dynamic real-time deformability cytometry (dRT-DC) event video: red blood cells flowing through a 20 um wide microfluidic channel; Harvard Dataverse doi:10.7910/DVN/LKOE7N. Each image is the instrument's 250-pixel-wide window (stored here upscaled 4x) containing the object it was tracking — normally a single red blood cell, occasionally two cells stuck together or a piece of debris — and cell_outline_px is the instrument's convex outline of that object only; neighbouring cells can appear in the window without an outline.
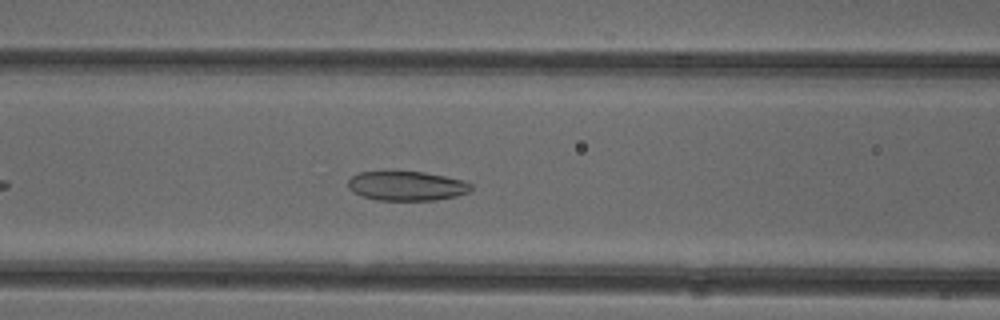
{"species": "common noctule bat (a hibernating species)", "species_latin": "Nyctalus noctula", "temperature_condition": "cold", "stored_images_in_passage": 34, "camera_frame_rate_fps": 3000, "um_per_image_px": 0.085, "animal": {"sex": "female"}, "frame": {"image": 1, "passage_image": 10, "time_ms": 3.0, "image_size_px": [1000, 320], "cell_outline_px": [[472, 188], [468, 192], [456, 196], [436, 200], [376, 200], [352, 192], [348, 188], [348, 180], [352, 176], [360, 172], [392, 168], [424, 172], [464, 180], [472, 184]], "centroid_in_image_um": [34.52, 15.75], "position_along_channel_um": 132.1, "area_um2": 21.91}}
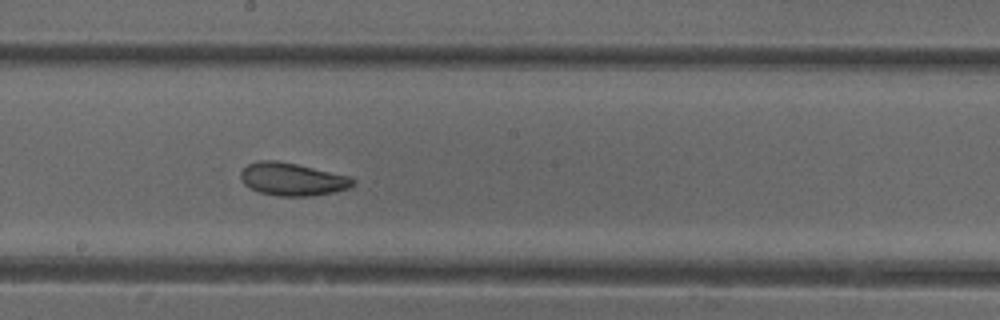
{"frame": {"image": 2, "passage_image": 17, "time_ms": 5.333, "image_size_px": [1000, 320], "cell_outline_px": [[356, 184], [348, 188], [332, 192], [312, 196], [276, 196], [260, 192], [244, 184], [240, 180], [240, 172], [248, 164], [256, 160], [276, 160], [296, 164], [348, 176], [356, 180]], "centroid_in_image_um": [24.82, 15.23], "position_along_channel_um": 223.4, "area_um2": 21.39}}
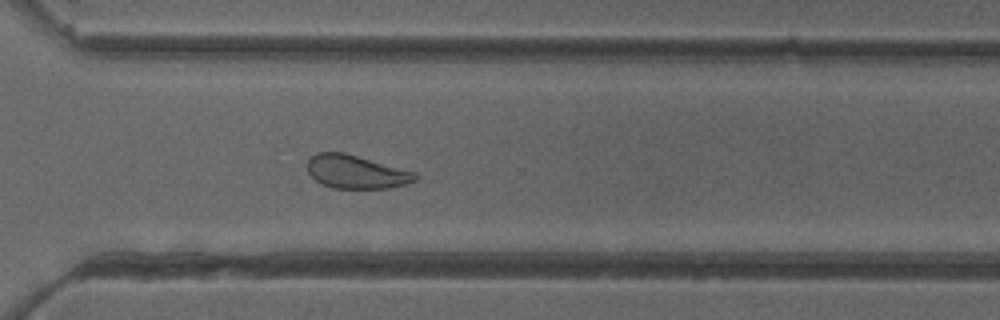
{"frame": {"image": 3, "passage_image": 26, "time_ms": 8.333, "image_size_px": [1000, 320], "cell_outline_px": [[420, 176], [416, 180], [404, 184], [388, 188], [332, 188], [320, 184], [308, 172], [308, 160], [316, 152], [344, 152], [416, 172]], "centroid_in_image_um": [30.27, 14.6], "position_along_channel_um": 340.3, "area_um2": 20.98}, "authors_computed_cell_mechanics": {"area_um2": 21.6461, "velocity_mm_per_s": 3.9227, "shape_relaxation_time_tau1_ms": 3.9874, "shape_relaxation_time_tau2_ms": 2.906, "deformation_change_tau1": 0.1021, "deformation_change_tau2": 0.0876}}